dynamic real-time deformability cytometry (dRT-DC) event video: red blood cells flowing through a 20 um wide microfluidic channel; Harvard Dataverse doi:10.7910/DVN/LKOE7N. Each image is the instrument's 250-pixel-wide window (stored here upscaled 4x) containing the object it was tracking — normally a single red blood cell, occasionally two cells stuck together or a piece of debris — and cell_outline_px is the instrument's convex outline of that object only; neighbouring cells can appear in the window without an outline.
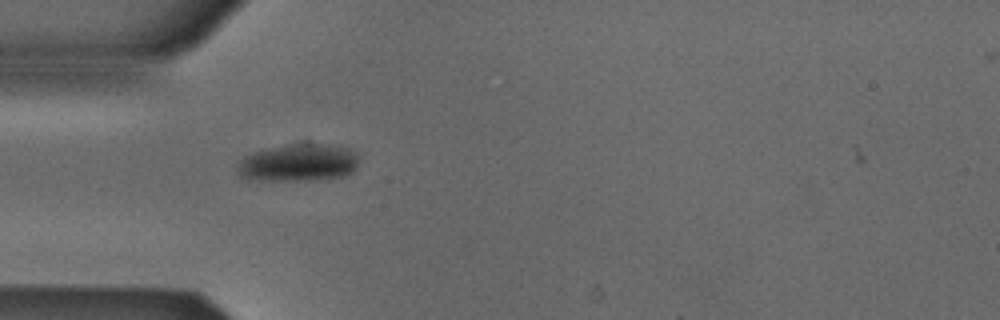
{"species": "Egyptian fruit bat (a non-hibernating species)", "species_latin": "Rousettus aegyptiacus", "temperature_condition": "cold", "stored_images_in_passage": 39, "camera_frame_rate_fps": 3000, "um_per_image_px": 0.085, "animal": {"sex": "male"}, "frame": {"image": 1, "passage_image": 2, "time_ms": 0.333, "image_size_px": [1000, 320], "cell_outline_px": [[356, 168], [352, 172], [344, 176], [312, 180], [268, 180], [240, 176], [240, 160], [244, 156], [252, 152], [268, 148], [292, 144], [328, 144], [348, 148], [356, 152]], "centroid_in_image_um": [25.41, 13.82], "position_along_channel_um": 59.6, "area_um2": 26.01}}
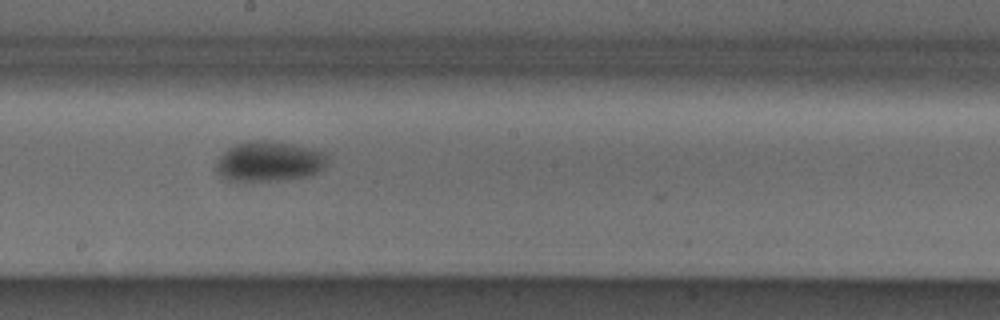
{"frame": {"image": 2, "passage_image": 15, "time_ms": 4.667, "image_size_px": [1000, 320], "cell_outline_px": [[324, 168], [312, 176], [288, 180], [224, 180], [216, 172], [216, 160], [228, 148], [236, 144], [248, 140], [272, 140], [292, 144], [324, 152]], "centroid_in_image_um": [22.83, 13.72], "position_along_channel_um": 225.4, "area_um2": 26.07}}
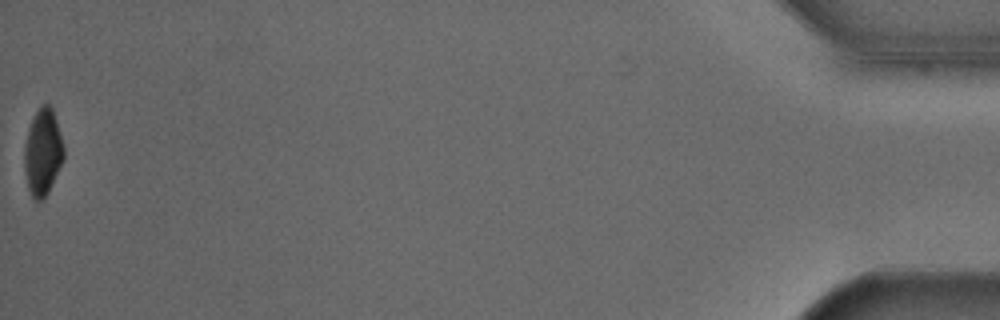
{"frame": {"image": 3, "passage_image": 39, "time_ms": 12.667, "image_size_px": [1000, 320], "cell_outline_px": [[64, 160], [48, 192], [40, 200], [36, 200], [32, 196], [28, 188], [24, 168], [24, 144], [28, 128], [40, 104], [48, 104], [52, 108], [56, 120], [64, 148]], "centroid_in_image_um": [3.63, 12.92], "position_along_channel_um": 431.6, "area_um2": 19.77}, "authors_computed_cell_mechanics": {"area_um2": 24.7962, "velocity_mm_per_s": 3.8902, "shape_relaxation_time_tau1_ms": 4.9958, "shape_relaxation_time_tau2_ms": null, "deformation_change_tau1": 0.0912, "deformation_change_tau2": null}}